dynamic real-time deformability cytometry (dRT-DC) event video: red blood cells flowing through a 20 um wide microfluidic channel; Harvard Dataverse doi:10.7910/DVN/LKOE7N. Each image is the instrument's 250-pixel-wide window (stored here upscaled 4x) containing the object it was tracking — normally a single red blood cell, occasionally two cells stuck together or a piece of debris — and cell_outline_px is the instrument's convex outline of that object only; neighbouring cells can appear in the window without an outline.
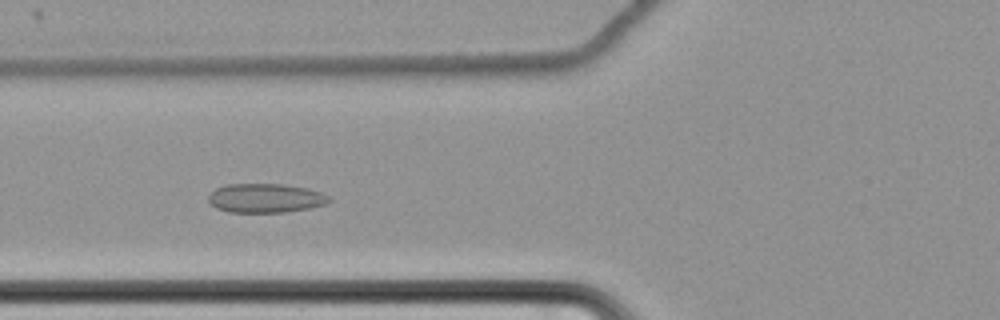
{"species": "common noctule bat (a hibernating species)", "species_latin": "Nyctalus noctula", "temperature_condition": "cold", "stored_images_in_passage": 56, "camera_frame_rate_fps": 3000, "um_per_image_px": 0.085, "animal": {"sex": "female", "body_mass_g": 22.7, "forearm_length_mm": 54.2}, "frame": {"image": 1, "passage_image": 19, "time_ms": 6.0, "image_size_px": [1000, 320], "cell_outline_px": [[332, 200], [328, 204], [308, 208], [284, 212], [228, 212], [216, 208], [208, 200], [208, 196], [216, 188], [228, 184], [280, 184], [308, 188], [332, 196]], "centroid_in_image_um": [22.61, 16.84], "position_along_channel_um": 103.2, "area_um2": 20.52}}
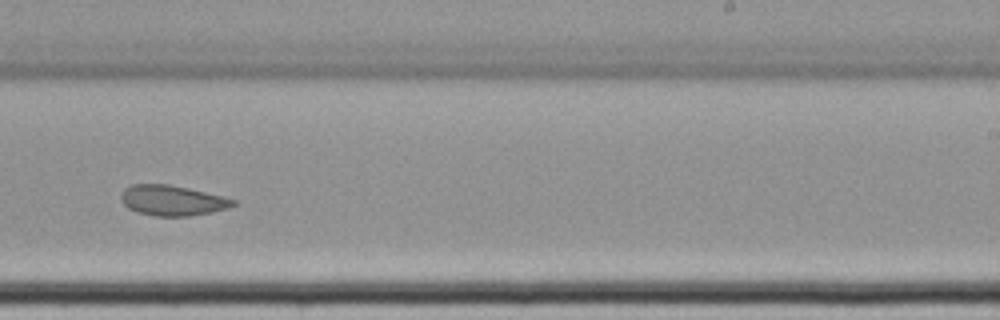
{"frame": {"image": 2, "passage_image": 34, "time_ms": 11.0, "image_size_px": [1000, 320], "cell_outline_px": [[236, 204], [228, 208], [212, 212], [188, 216], [156, 216], [136, 212], [128, 208], [120, 200], [120, 196], [124, 188], [132, 184], [168, 184], [188, 188], [236, 200]], "centroid_in_image_um": [14.6, 17.04], "position_along_channel_um": 274.4, "area_um2": 19.77}}
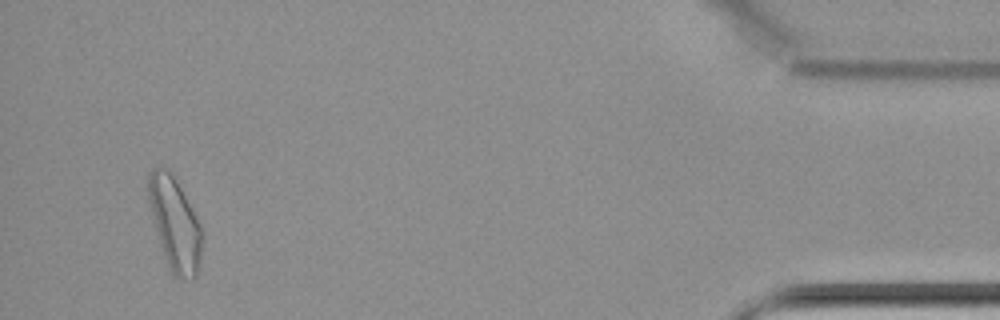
{"frame": {"image": 3, "passage_image": 53, "time_ms": 17.333, "image_size_px": [1000, 320], "cell_outline_px": [[204, 236], [200, 260], [196, 276], [192, 280], [180, 280], [168, 268], [160, 248], [148, 200], [148, 172], [152, 168], [168, 168], [172, 172], [196, 216], [204, 232]], "centroid_in_image_um": [14.87, 19.07], "position_along_channel_um": 420.3, "area_um2": 29.48}, "authors_computed_cell_mechanics": {"area_um2": 22.0218, "velocity_mm_per_s": 3.4278, "shape_relaxation_time_tau1_ms": null, "shape_relaxation_time_tau2_ms": 2.0814, "deformation_change_tau1": null, "deformation_change_tau2": 0.072}}